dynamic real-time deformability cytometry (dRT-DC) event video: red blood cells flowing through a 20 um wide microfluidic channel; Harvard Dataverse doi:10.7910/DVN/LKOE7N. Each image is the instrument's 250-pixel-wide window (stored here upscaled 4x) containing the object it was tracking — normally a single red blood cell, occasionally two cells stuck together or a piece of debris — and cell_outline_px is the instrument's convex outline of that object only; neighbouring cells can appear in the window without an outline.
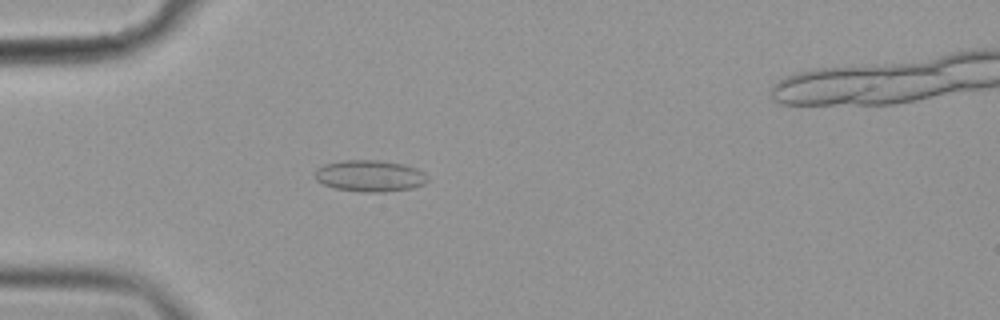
{"species": "common noctule bat (a hibernating species)", "species_latin": "Nyctalus noctula", "temperature_condition": "cold", "stored_images_in_passage": 47, "camera_frame_rate_fps": 3000, "um_per_image_px": 0.085, "animal": {"sex": "female", "body_mass_g": 19.9}, "frame": {"image": 1, "passage_image": 8, "time_ms": 2.333, "image_size_px": [1000, 320], "cell_outline_px": [[428, 180], [424, 184], [412, 188], [384, 192], [368, 192], [336, 188], [324, 184], [316, 180], [316, 168], [324, 164], [344, 160], [376, 160], [404, 164], [416, 168], [424, 172]], "centroid_in_image_um": [31.45, 14.94], "position_along_channel_um": 53.5, "area_um2": 20.52}}
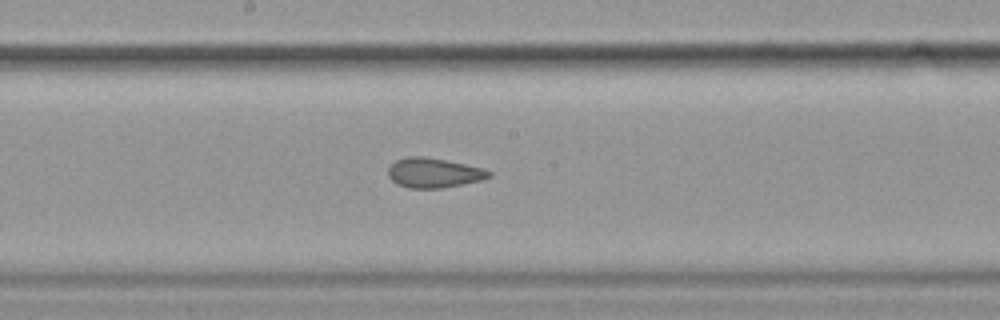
{"frame": {"image": 2, "passage_image": 22, "time_ms": 7.0, "image_size_px": [1000, 320], "cell_outline_px": [[492, 176], [484, 180], [440, 188], [408, 188], [396, 184], [388, 176], [388, 168], [396, 160], [408, 156], [424, 156], [464, 164], [480, 168], [492, 172]], "centroid_in_image_um": [36.85, 14.7], "position_along_channel_um": 211.3, "area_um2": 17.4}}
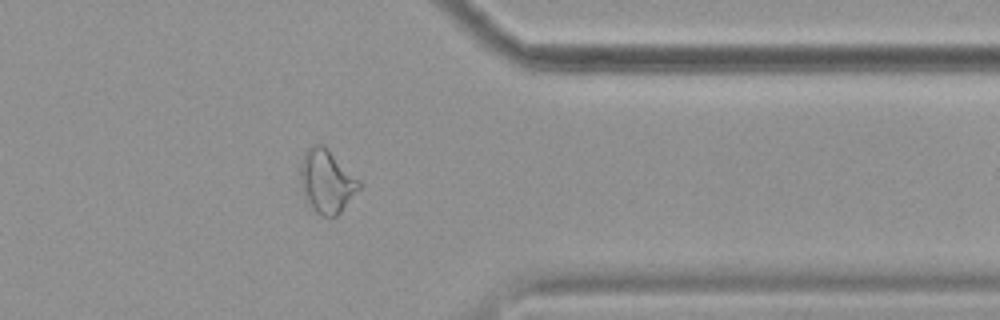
{"frame": {"image": 3, "passage_image": 37, "time_ms": 12.0, "image_size_px": [1000, 320], "cell_outline_px": [[360, 188], [340, 212], [336, 216], [320, 216], [312, 208], [304, 196], [300, 180], [300, 168], [304, 152], [312, 144], [324, 144], [360, 180]], "centroid_in_image_um": [27.76, 15.38], "position_along_channel_um": 383.6, "area_um2": 21.62}}